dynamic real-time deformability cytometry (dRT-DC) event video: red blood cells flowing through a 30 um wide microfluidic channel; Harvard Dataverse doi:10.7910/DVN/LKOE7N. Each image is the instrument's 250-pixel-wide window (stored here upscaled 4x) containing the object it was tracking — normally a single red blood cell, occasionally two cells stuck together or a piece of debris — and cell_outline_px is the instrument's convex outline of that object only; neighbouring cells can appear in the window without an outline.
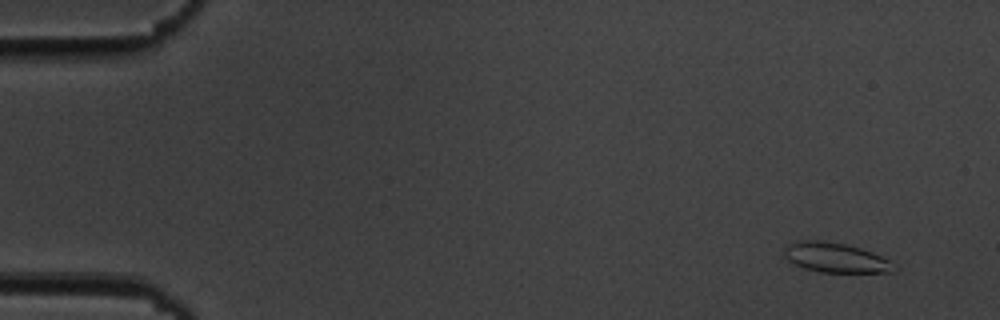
{"species": "common noctule bat (a hibernating species)", "species_latin": "Nyctalus noctula", "temperature_condition": "cold", "stored_images_in_passage": 55, "camera_frame_rate_fps": 3000, "um_per_image_px": 0.085, "animal": {"sex": "male", "body_mass_g": 19.5, "forearm_length_mm": 54.6}, "frame": {"image": 1, "passage_image": 4, "time_ms": 1.0, "image_size_px": [1000, 320], "cell_outline_px": [[900, 268], [896, 272], [820, 272], [804, 268], [788, 260], [784, 256], [784, 244], [800, 240], [824, 240], [844, 244], [860, 248], [872, 252], [888, 260]], "centroid_in_image_um": [71.02, 21.89], "position_along_channel_um": 14.0, "area_um2": 19.19}}
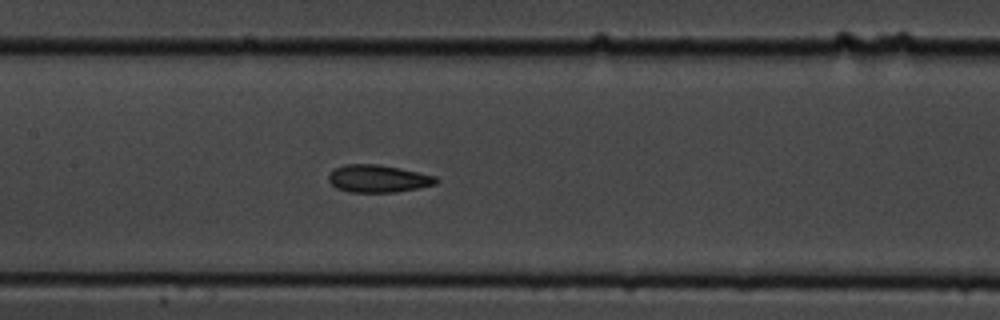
{"frame": {"image": 2, "passage_image": 27, "time_ms": 8.667, "image_size_px": [1000, 320], "cell_outline_px": [[440, 180], [436, 184], [420, 188], [396, 192], [348, 192], [336, 188], [328, 180], [328, 176], [336, 168], [344, 164], [380, 164], [436, 176]], "centroid_in_image_um": [32.16, 15.19], "position_along_channel_um": 175.2, "area_um2": 17.28}}
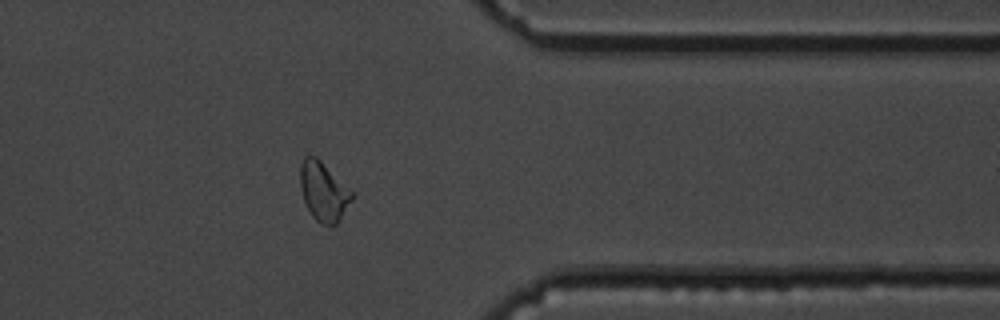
{"frame": {"image": 3, "passage_image": 45, "time_ms": 14.667, "image_size_px": [1000, 320], "cell_outline_px": [[356, 196], [336, 224], [320, 224], [312, 216], [304, 200], [300, 188], [300, 164], [304, 156], [316, 156]], "centroid_in_image_um": [27.49, 16.28], "position_along_channel_um": 383.9, "area_um2": 17.57}, "authors_computed_cell_mechanics": {"area_um2": 17.5134, "velocity_mm_per_s": 3.6497, "shape_relaxation_time_tau1_ms": 9.6367, "shape_relaxation_time_tau2_ms": 2.1839, "deformation_change_tau1": 0.1988, "deformation_change_tau2": 0.0872}}